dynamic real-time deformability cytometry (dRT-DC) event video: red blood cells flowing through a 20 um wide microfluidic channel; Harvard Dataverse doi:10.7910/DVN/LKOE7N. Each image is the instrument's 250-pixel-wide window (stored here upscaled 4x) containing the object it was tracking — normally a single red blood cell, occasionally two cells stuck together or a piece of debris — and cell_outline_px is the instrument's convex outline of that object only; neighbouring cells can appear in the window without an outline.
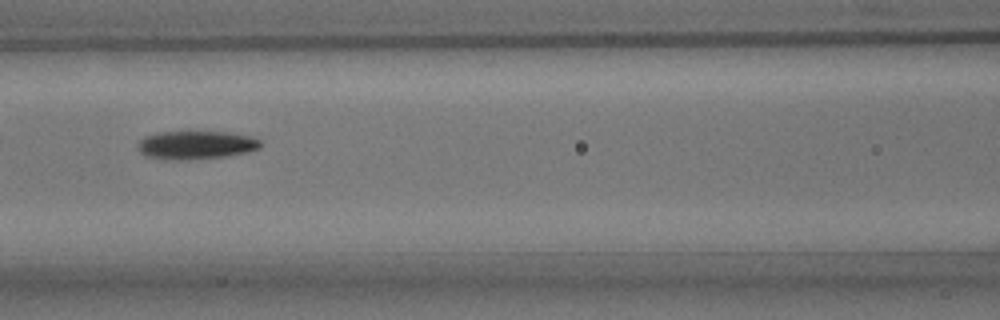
{"species": "common noctule bat (a hibernating species)", "species_latin": "Nyctalus noctula", "temperature_condition": "room temperature", "stored_images_in_passage": 8, "camera_frame_rate_fps": 3000, "um_per_image_px": 0.085, "animal": {"sex": "male", "body_mass_g": 15.6}, "frame": {"image": 1, "passage_image": 7, "time_ms": 7.0, "image_size_px": [1000, 320], "cell_outline_px": [[264, 144], [260, 148], [248, 152], [228, 156], [188, 160], [164, 160], [144, 156], [140, 152], [140, 140], [144, 136], [160, 132], [228, 132], [252, 136], [260, 140]], "centroid_in_image_um": [16.71, 12.34], "position_along_channel_um": 149.9, "area_um2": 20.52}}
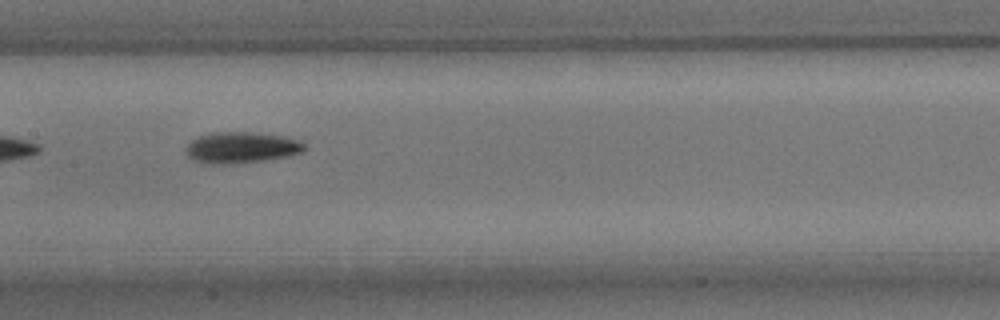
{"frame": {"image": 2, "passage_image": 8, "time_ms": 8.0, "image_size_px": [1000, 320], "cell_outline_px": [[304, 152], [288, 156], [264, 160], [232, 164], [204, 164], [192, 160], [184, 152], [184, 148], [192, 140], [200, 136], [212, 132], [252, 132], [284, 136], [300, 140], [304, 144]], "centroid_in_image_um": [20.48, 12.55], "position_along_channel_um": 186.9, "area_um2": 21.79}}